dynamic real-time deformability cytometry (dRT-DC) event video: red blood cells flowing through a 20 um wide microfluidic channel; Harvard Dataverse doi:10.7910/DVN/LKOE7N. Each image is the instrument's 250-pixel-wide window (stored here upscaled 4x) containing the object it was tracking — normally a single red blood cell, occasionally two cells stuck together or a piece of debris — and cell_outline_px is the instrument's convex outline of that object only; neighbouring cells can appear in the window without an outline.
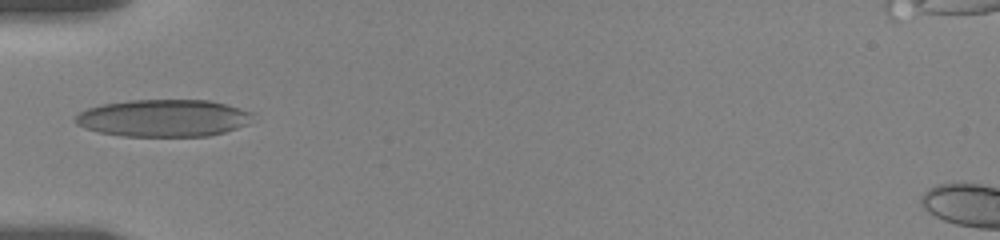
{"species": "human", "species_latin": "Homo sapiens", "temperature_condition": "room temperature", "stored_images_in_passage": 13, "camera_frame_rate_fps": 3000, "um_per_image_px": 0.085, "donor": {"sex": "female"}, "frame": {"image": 1, "passage_image": 1, "time_ms": 0.0, "image_size_px": [1000, 240], "cell_outline_px": [[252, 112], [248, 124], [224, 132], [208, 136], [124, 136], [100, 132], [84, 128], [76, 124], [72, 120], [80, 112], [88, 108], [104, 104], [128, 100], [212, 100], [240, 108]], "centroid_in_image_um": [13.87, 10.03], "position_along_channel_um": 71.1, "area_um2": 38.44}}
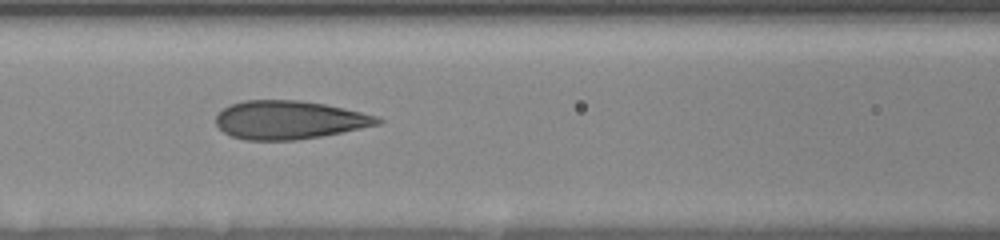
{"frame": {"image": 2, "passage_image": 7, "time_ms": 2.0, "image_size_px": [1000, 240], "cell_outline_px": [[384, 120], [380, 124], [320, 136], [296, 140], [244, 140], [232, 136], [224, 132], [216, 124], [216, 116], [224, 108], [232, 104], [244, 100], [300, 100], [324, 104], [344, 108], [376, 116]], "centroid_in_image_um": [24.56, 10.19], "position_along_channel_um": 142.0, "area_um2": 35.89}}
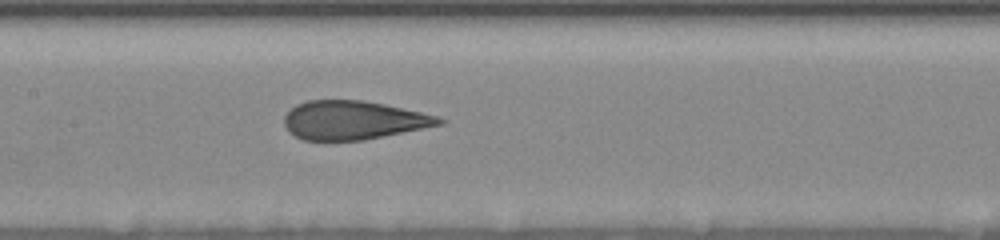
{"frame": {"image": 3, "passage_image": 10, "time_ms": 3.0, "image_size_px": [1000, 240], "cell_outline_px": [[448, 120], [444, 124], [364, 140], [304, 140], [288, 132], [284, 124], [284, 116], [296, 104], [308, 100], [364, 100], [384, 104], [440, 116]], "centroid_in_image_um": [30.06, 10.21], "position_along_channel_um": 177.3, "area_um2": 35.03}}